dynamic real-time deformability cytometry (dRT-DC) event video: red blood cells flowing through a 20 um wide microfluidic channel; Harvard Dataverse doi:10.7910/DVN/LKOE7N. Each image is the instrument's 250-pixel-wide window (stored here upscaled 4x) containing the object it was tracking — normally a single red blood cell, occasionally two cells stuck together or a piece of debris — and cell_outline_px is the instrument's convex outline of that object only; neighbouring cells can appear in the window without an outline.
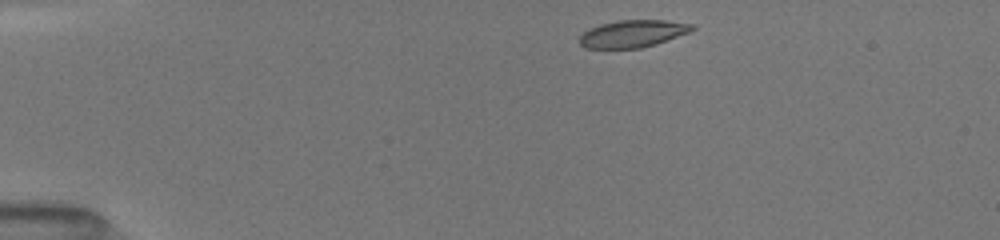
{"species": "common noctule bat (a hibernating species)", "species_latin": "Nyctalus noctula", "temperature_condition": "room temperature", "stored_images_in_passage": 42, "camera_frame_rate_fps": 3000, "um_per_image_px": 0.085, "animal": {"sex": "female", "body_mass_g": 19.5, "forearm_length_mm": 54.1}, "frame": {"image": 1, "passage_image": 1, "time_ms": 0.0, "image_size_px": [1000, 240], "cell_outline_px": [[696, 28], [688, 32], [656, 44], [640, 48], [584, 48], [580, 44], [580, 36], [588, 28], [600, 24], [616, 20], [664, 20], [692, 24]], "centroid_in_image_um": [53.75, 2.86], "position_along_channel_um": 31.3, "area_um2": 17.8}}
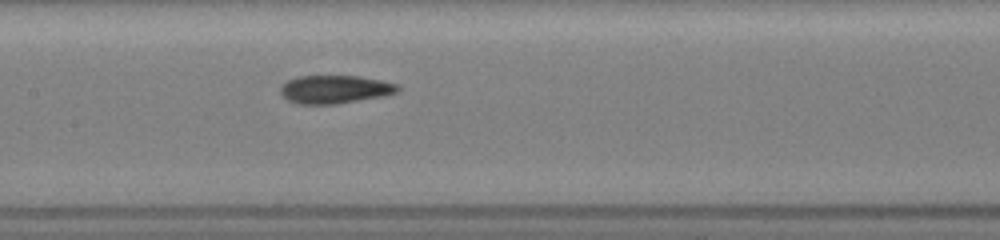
{"frame": {"image": 2, "passage_image": 17, "time_ms": 5.333, "image_size_px": [1000, 240], "cell_outline_px": [[400, 88], [396, 92], [384, 96], [336, 104], [296, 104], [288, 100], [280, 92], [280, 88], [288, 80], [296, 76], [360, 76], [400, 84]], "centroid_in_image_um": [28.48, 7.59], "position_along_channel_um": 178.9, "area_um2": 19.31}}
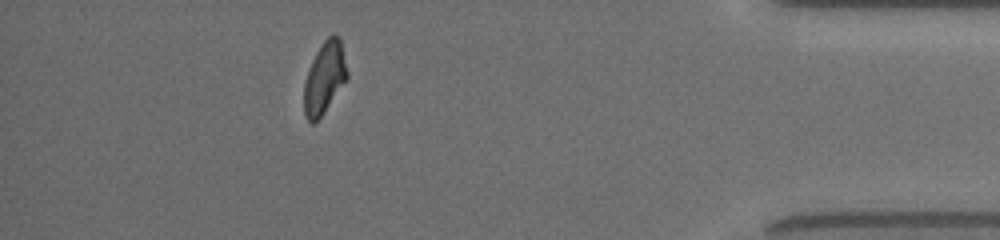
{"frame": {"image": 3, "passage_image": 37, "time_ms": 12.0, "image_size_px": [1000, 240], "cell_outline_px": [[348, 76], [316, 124], [312, 124], [304, 116], [304, 84], [312, 60], [316, 52], [324, 40], [332, 32], [340, 36], [348, 72]], "centroid_in_image_um": [27.58, 6.6], "position_along_channel_um": 407.6, "area_um2": 18.03}, "authors_computed_cell_mechanics": {"area_um2": 19.0162, "velocity_mm_per_s": 4.057, "shape_relaxation_time_tau1_ms": 9.3934, "shape_relaxation_time_tau2_ms": 2.2704, "deformation_change_tau1": 0.2565, "deformation_change_tau2": 0.0861}}